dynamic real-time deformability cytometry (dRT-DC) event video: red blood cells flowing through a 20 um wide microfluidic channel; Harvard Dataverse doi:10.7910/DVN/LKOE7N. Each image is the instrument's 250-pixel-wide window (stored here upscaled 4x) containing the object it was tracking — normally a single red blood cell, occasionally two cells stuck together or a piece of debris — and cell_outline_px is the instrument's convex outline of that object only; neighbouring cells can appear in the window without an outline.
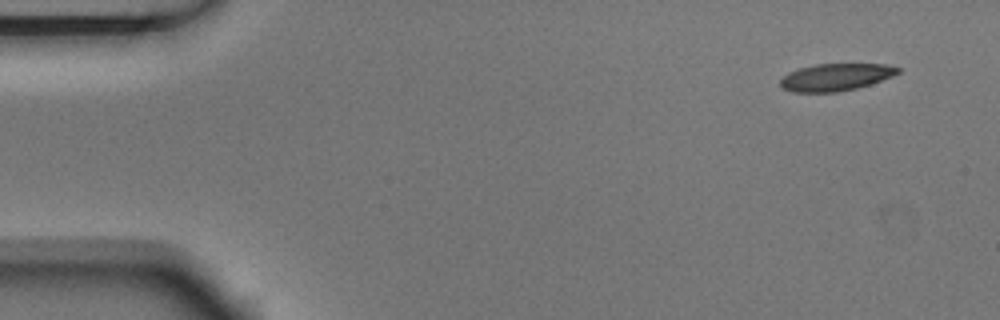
{"species": "Egyptian fruit bat (a non-hibernating species)", "species_latin": "Rousettus aegyptiacus", "temperature_condition": "room temperature", "stored_images_in_passage": 6, "camera_frame_rate_fps": 3000, "um_per_image_px": 0.085, "animal": {"sex": "male"}, "frame": {"image": 1, "passage_image": 1, "time_ms": 0.0, "image_size_px": [1000, 320], "cell_outline_px": [[900, 72], [892, 76], [872, 84], [856, 88], [836, 92], [792, 92], [784, 88], [780, 84], [780, 80], [788, 72], [800, 68], [816, 64], [888, 64], [900, 68]], "centroid_in_image_um": [71.06, 6.55], "position_along_channel_um": 13.9, "area_um2": 18.61}}
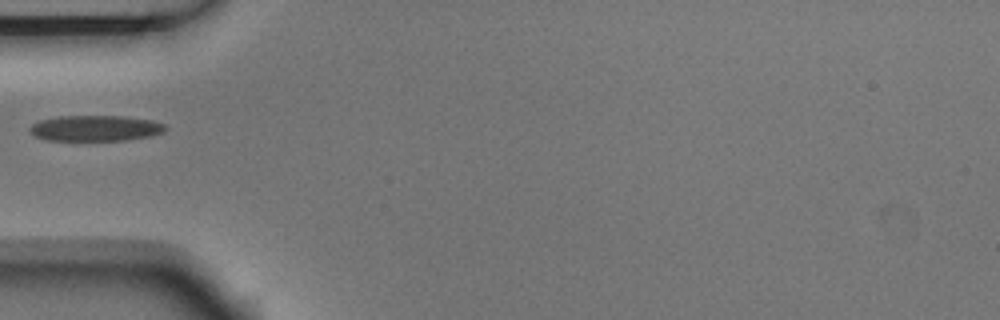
{"frame": {"image": 2, "passage_image": 5, "time_ms": 1.333, "image_size_px": [1000, 320], "cell_outline_px": [[168, 128], [164, 132], [152, 136], [124, 140], [44, 140], [36, 136], [28, 128], [32, 124], [40, 120], [60, 116], [120, 116], [152, 120], [164, 124]], "centroid_in_image_um": [8.13, 10.9], "position_along_channel_um": 76.9, "area_um2": 20.29}}
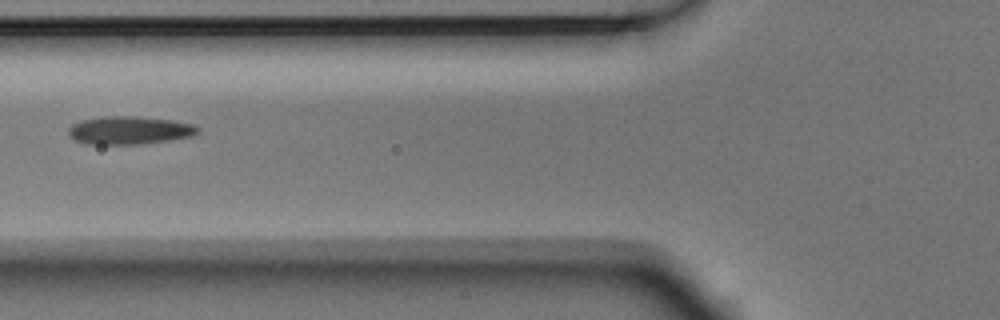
{"frame": {"image": 3, "passage_image": 6, "time_ms": 1.667, "image_size_px": [1000, 320], "cell_outline_px": [[200, 132], [192, 136], [168, 140], [140, 144], [88, 144], [76, 140], [68, 136], [68, 128], [72, 124], [80, 120], [108, 116], [136, 116], [172, 120], [192, 124], [200, 128]], "centroid_in_image_um": [10.99, 11.07], "position_along_channel_um": 114.8, "area_um2": 21.15}}